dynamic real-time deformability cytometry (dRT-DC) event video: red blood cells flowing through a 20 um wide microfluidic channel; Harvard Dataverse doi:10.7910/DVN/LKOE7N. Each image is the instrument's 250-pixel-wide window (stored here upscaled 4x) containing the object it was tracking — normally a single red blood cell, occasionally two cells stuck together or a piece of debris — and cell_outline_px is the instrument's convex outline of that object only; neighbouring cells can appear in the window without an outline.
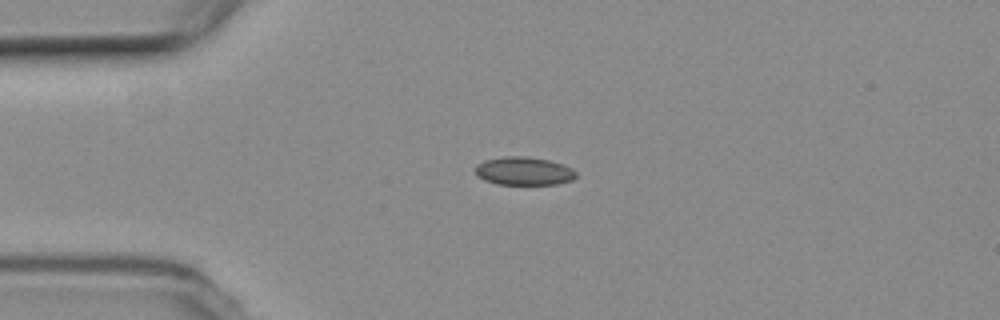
{"species": "common noctule bat (a hibernating species)", "species_latin": "Nyctalus noctula", "temperature_condition": "room temperature", "stored_images_in_passage": 2, "camera_frame_rate_fps": 3000, "um_per_image_px": 0.085, "animal": {"sex": "female", "body_mass_g": 19.3, "forearm_length_mm": 54.1}, "frame": {"image": 1, "passage_image": 2, "time_ms": 2.667, "image_size_px": [1000, 320], "cell_outline_px": [[576, 176], [572, 180], [556, 184], [496, 184], [484, 180], [476, 176], [476, 164], [484, 160], [504, 156], [528, 156], [548, 160], [564, 164], [572, 168], [576, 172]], "centroid_in_image_um": [44.51, 14.53], "position_along_channel_um": 40.5, "area_um2": 16.7}}